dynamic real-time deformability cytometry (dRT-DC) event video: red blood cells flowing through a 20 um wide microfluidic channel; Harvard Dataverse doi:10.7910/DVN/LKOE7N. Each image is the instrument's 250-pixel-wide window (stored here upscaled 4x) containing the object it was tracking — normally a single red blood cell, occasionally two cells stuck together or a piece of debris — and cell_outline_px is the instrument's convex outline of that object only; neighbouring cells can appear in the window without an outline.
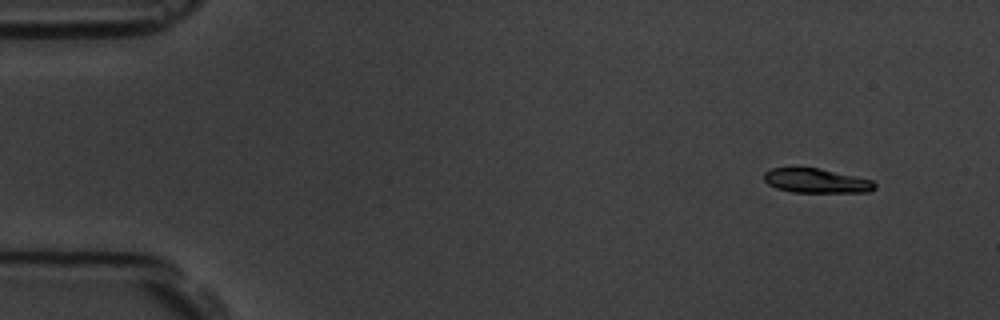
{"species": "common noctule bat (a hibernating species)", "species_latin": "Nyctalus noctula", "temperature_condition": "room temperature", "stored_images_in_passage": 8, "camera_frame_rate_fps": 3000, "um_per_image_px": 0.085, "animal": {"sex": "male", "body_mass_g": 19.5, "forearm_length_mm": 54.6}, "frame": {"image": 1, "passage_image": 1, "time_ms": 0.0, "image_size_px": [1000, 320], "cell_outline_px": [[876, 188], [868, 192], [792, 192], [776, 188], [768, 184], [764, 180], [764, 172], [772, 168], [820, 168], [872, 180], [876, 184]], "centroid_in_image_um": [69.38, 15.37], "position_along_channel_um": 15.6, "area_um2": 15.66}}
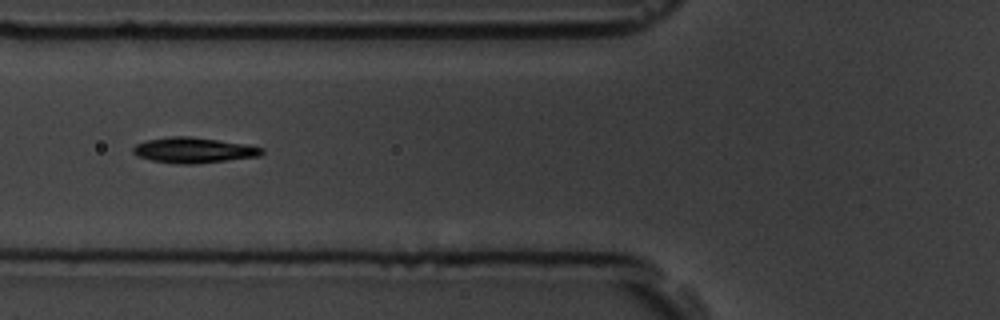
{"frame": {"image": 2, "passage_image": 5, "time_ms": 5.333, "image_size_px": [1000, 320], "cell_outline_px": [[264, 152], [260, 156], [196, 164], [176, 164], [152, 160], [136, 156], [132, 152], [132, 148], [136, 144], [144, 140], [172, 136], [192, 136], [244, 144], [264, 148]], "centroid_in_image_um": [16.42, 12.76], "position_along_channel_um": 109.4, "area_um2": 19.25}}
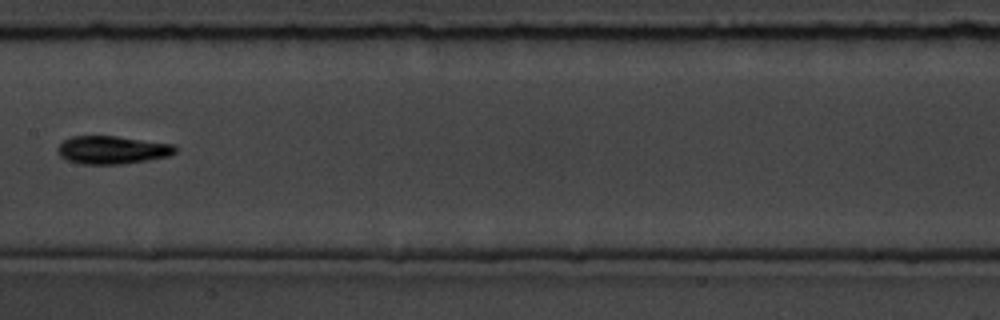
{"frame": {"image": 3, "passage_image": 7, "time_ms": 7.667, "image_size_px": [1000, 320], "cell_outline_px": [[176, 152], [168, 156], [148, 160], [120, 164], [84, 164], [68, 160], [60, 156], [60, 144], [64, 140], [72, 136], [116, 136], [172, 144], [176, 148]], "centroid_in_image_um": [9.56, 12.74], "position_along_channel_um": 197.8, "area_um2": 18.84}}